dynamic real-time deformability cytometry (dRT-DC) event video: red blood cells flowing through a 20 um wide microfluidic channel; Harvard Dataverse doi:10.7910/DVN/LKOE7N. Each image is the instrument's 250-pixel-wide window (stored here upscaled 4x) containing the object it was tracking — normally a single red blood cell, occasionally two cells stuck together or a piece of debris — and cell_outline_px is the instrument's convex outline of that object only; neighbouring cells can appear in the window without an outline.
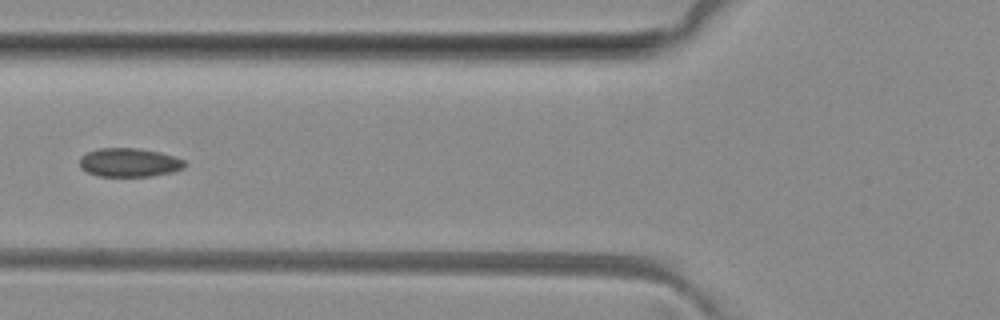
{"species": "common noctule bat (a hibernating species)", "species_latin": "Nyctalus noctula", "temperature_condition": "room temperature", "stored_images_in_passage": 5, "camera_frame_rate_fps": 3000, "um_per_image_px": 0.085, "animal": {"sex": "female", "body_mass_g": 29.2, "forearm_length_mm": 56.3}, "frame": {"image": 1, "passage_image": 5, "time_ms": 4.667, "image_size_px": [1000, 320], "cell_outline_px": [[184, 168], [172, 172], [152, 176], [96, 176], [80, 168], [80, 156], [88, 152], [100, 148], [136, 148], [160, 152], [184, 160]], "centroid_in_image_um": [10.96, 13.81], "position_along_channel_um": 114.8, "area_um2": 17.51}}